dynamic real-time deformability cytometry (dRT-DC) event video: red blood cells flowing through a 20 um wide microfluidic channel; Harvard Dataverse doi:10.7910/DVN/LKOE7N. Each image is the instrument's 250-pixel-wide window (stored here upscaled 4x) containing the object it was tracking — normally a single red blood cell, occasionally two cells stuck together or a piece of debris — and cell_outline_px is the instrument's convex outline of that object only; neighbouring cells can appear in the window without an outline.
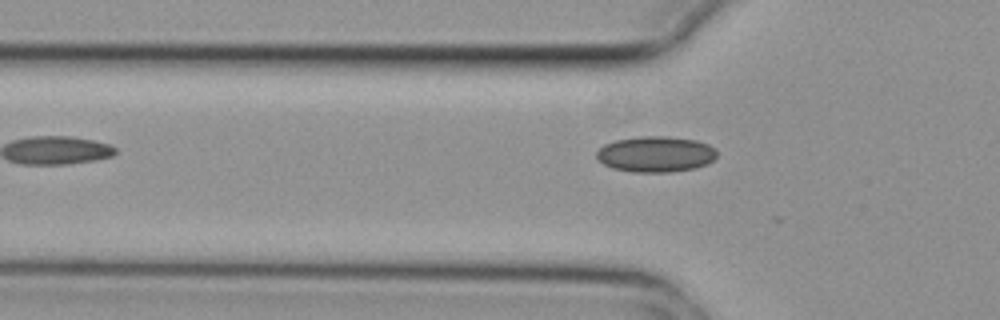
{"species": "common noctule bat (a hibernating species)", "species_latin": "Nyctalus noctula", "temperature_condition": "cold", "stored_images_in_passage": 5, "camera_frame_rate_fps": 3000, "um_per_image_px": 0.085, "animal": {"sex": "female", "body_mass_g": 29.2, "forearm_length_mm": 56.3}, "frame": {"image": 1, "passage_image": 5, "time_ms": 1.333, "image_size_px": [1000, 320], "cell_outline_px": [[716, 156], [708, 164], [696, 168], [672, 172], [632, 172], [612, 168], [604, 164], [596, 156], [596, 152], [604, 144], [616, 140], [640, 136], [668, 136], [696, 140], [708, 144], [716, 148]], "centroid_in_image_um": [55.75, 13.1], "position_along_channel_um": 70.0, "area_um2": 25.26}}